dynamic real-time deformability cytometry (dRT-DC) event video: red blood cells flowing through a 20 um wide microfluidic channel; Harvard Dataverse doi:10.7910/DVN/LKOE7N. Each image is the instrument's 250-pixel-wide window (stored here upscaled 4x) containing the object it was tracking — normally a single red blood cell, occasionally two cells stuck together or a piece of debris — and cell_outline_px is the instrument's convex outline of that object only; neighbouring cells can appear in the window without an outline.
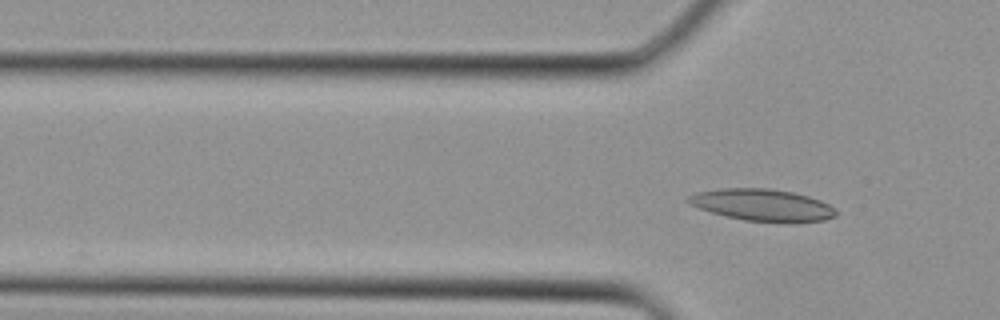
{"species": "Egyptian fruit bat (a non-hibernating species)", "species_latin": "Rousettus aegyptiacus", "temperature_condition": "cold", "stored_images_in_passage": 3, "camera_frame_rate_fps": 3000, "um_per_image_px": 0.085, "animal": {"sex": "female"}, "frame": {"image": 1, "passage_image": 3, "time_ms": 0.667, "image_size_px": [1000, 320], "cell_outline_px": [[836, 216], [824, 220], [788, 224], [744, 220], [712, 212], [688, 204], [684, 200], [688, 196], [696, 192], [720, 188], [768, 188], [792, 192], [808, 196], [820, 200], [836, 208]], "centroid_in_image_um": [64.82, 17.44], "position_along_channel_um": 61.0, "area_um2": 27.86}}